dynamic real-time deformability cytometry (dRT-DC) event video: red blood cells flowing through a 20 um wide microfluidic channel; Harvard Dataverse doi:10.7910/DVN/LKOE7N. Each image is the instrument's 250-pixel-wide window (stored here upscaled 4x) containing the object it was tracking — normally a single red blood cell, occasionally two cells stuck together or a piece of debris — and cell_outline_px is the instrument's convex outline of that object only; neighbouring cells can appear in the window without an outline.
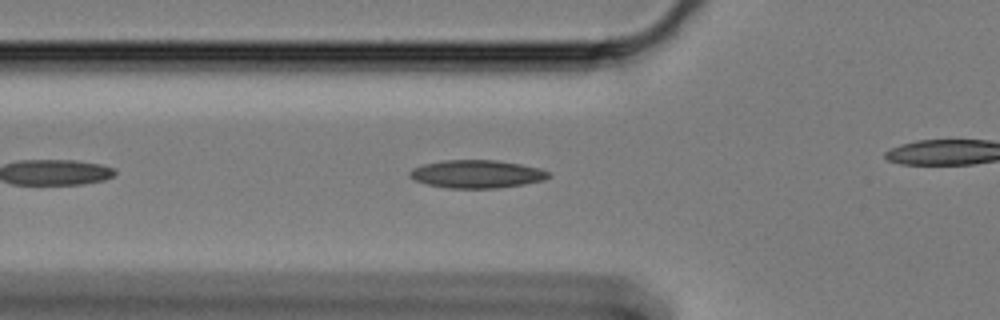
{"species": "Egyptian fruit bat (a non-hibernating species)", "species_latin": "Rousettus aegyptiacus", "temperature_condition": "cold", "stored_images_in_passage": 16, "camera_frame_rate_fps": 3000, "um_per_image_px": 0.085, "animal": {"sex": "female"}, "frame": {"image": 1, "passage_image": 7, "time_ms": 2.0, "image_size_px": [1000, 320], "cell_outline_px": [[548, 176], [544, 180], [524, 184], [496, 188], [448, 188], [428, 184], [416, 180], [408, 176], [408, 172], [412, 168], [424, 164], [444, 160], [496, 160], [520, 164], [540, 168], [548, 172]], "centroid_in_image_um": [40.5, 14.79], "position_along_channel_um": 85.3, "area_um2": 22.48}}
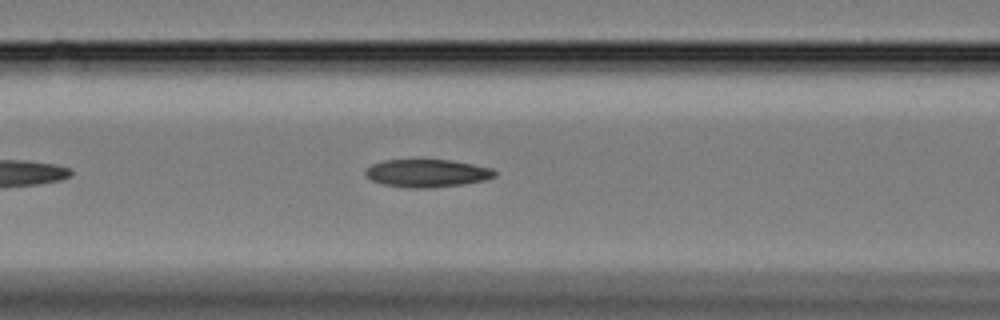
{"frame": {"image": 2, "passage_image": 11, "time_ms": 3.333, "image_size_px": [1000, 320], "cell_outline_px": [[496, 176], [484, 180], [460, 184], [432, 188], [408, 188], [384, 184], [372, 180], [364, 172], [372, 164], [384, 160], [452, 160], [492, 168], [496, 172]], "centroid_in_image_um": [36.31, 14.72], "position_along_channel_um": 130.3, "area_um2": 20.75}}
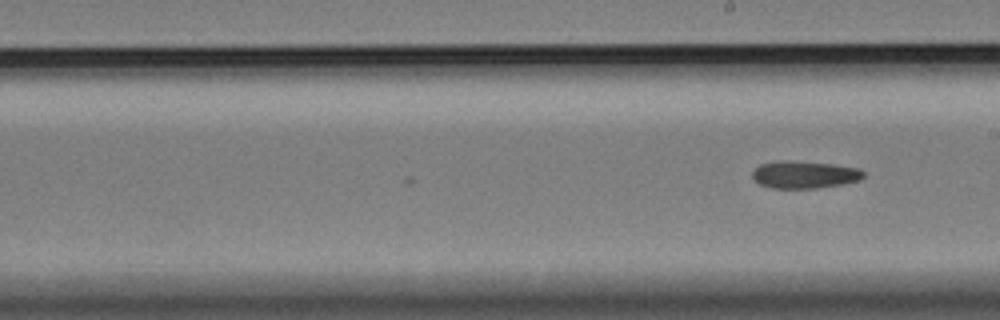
{"frame": {"image": 3, "passage_image": 16, "time_ms": 5.0, "image_size_px": [1000, 320], "cell_outline_px": [[864, 176], [860, 180], [840, 184], [816, 188], [772, 188], [760, 184], [752, 180], [752, 172], [760, 164], [832, 164], [856, 168], [864, 172]], "centroid_in_image_um": [68.39, 14.91], "position_along_channel_um": 220.6, "area_um2": 16.47}}